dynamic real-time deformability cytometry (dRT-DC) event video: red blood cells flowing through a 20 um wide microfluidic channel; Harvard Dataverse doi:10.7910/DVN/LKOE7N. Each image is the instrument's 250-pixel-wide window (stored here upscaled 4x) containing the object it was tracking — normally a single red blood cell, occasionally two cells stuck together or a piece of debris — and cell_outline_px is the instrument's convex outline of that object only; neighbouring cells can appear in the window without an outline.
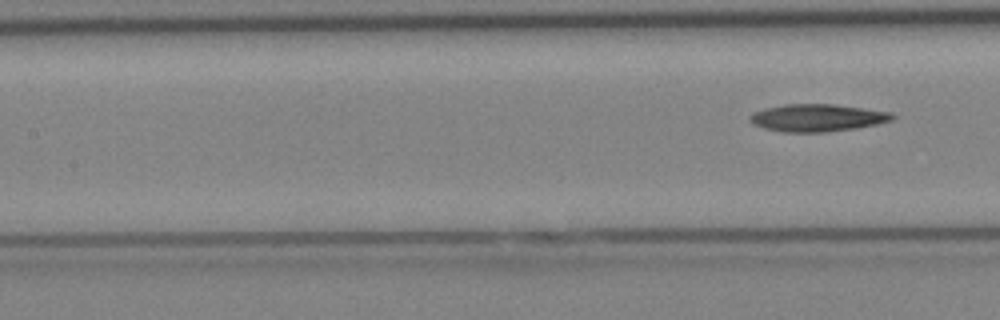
{"species": "Egyptian fruit bat (a non-hibernating species)", "species_latin": "Rousettus aegyptiacus", "temperature_condition": "cold", "stored_images_in_passage": 5, "camera_frame_rate_fps": 3000, "um_per_image_px": 0.085, "animal": {"sex": "female"}, "frame": {"image": 1, "passage_image": 5, "time_ms": 4.667, "image_size_px": [1000, 320], "cell_outline_px": [[896, 116], [892, 120], [876, 124], [856, 128], [824, 132], [784, 132], [764, 128], [752, 124], [752, 116], [756, 112], [764, 108], [784, 104], [832, 104], [864, 108], [892, 112]], "centroid_in_image_um": [69.52, 10.01], "position_along_channel_um": 137.9, "area_um2": 22.54}}